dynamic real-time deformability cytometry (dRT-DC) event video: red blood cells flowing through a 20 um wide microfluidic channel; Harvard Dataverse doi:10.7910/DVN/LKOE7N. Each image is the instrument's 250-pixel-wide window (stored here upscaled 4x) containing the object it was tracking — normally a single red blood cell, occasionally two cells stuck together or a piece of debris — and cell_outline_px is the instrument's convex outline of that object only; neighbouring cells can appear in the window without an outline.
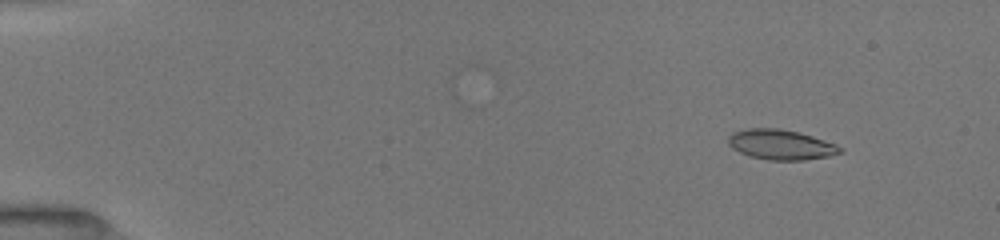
{"species": "common noctule bat (a hibernating species)", "species_latin": "Nyctalus noctula", "temperature_condition": "room temperature", "stored_images_in_passage": 23, "camera_frame_rate_fps": 3000, "um_per_image_px": 0.085, "animal": {"sex": "female", "body_mass_g": 19.5, "forearm_length_mm": 54.1}, "frame": {"image": 1, "passage_image": 2, "time_ms": 0.667, "image_size_px": [1000, 240], "cell_outline_px": [[844, 152], [828, 156], [804, 160], [768, 160], [748, 156], [732, 148], [728, 144], [728, 136], [732, 132], [744, 128], [780, 128], [800, 132], [836, 144], [844, 148]], "centroid_in_image_um": [66.36, 12.29], "position_along_channel_um": 18.6, "area_um2": 19.88}}
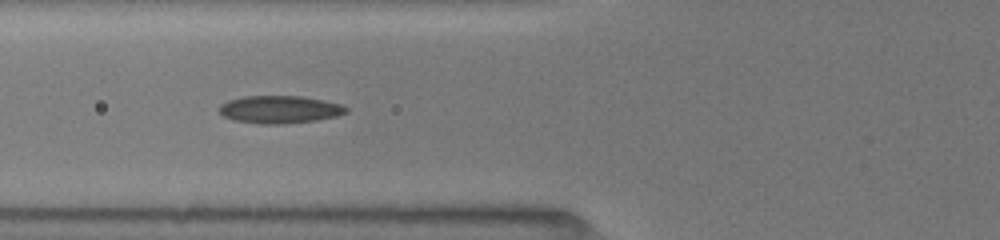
{"frame": {"image": 2, "passage_image": 13, "time_ms": 5.667, "image_size_px": [1000, 240], "cell_outline_px": [[348, 112], [336, 116], [316, 120], [280, 124], [260, 124], [232, 120], [224, 116], [220, 112], [220, 104], [228, 100], [244, 96], [300, 96], [324, 100], [340, 104], [348, 108]], "centroid_in_image_um": [23.76, 9.3], "position_along_channel_um": 102.0, "area_um2": 20.4}}
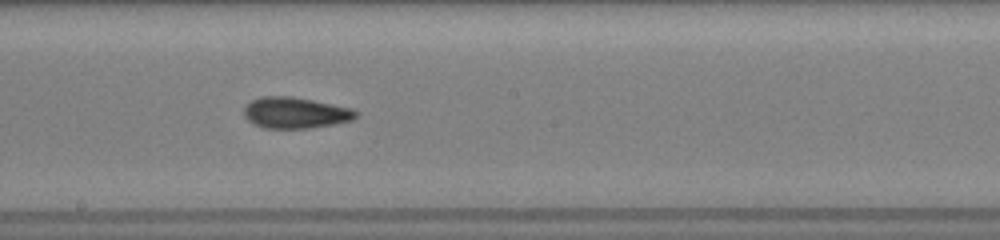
{"frame": {"image": 3, "passage_image": 21, "time_ms": 8.667, "image_size_px": [1000, 240], "cell_outline_px": [[360, 112], [352, 120], [332, 124], [308, 128], [264, 128], [248, 120], [244, 116], [244, 108], [252, 100], [260, 96], [292, 96], [356, 108]], "centroid_in_image_um": [25.15, 9.57], "position_along_channel_um": 223.1, "area_um2": 20.4}}